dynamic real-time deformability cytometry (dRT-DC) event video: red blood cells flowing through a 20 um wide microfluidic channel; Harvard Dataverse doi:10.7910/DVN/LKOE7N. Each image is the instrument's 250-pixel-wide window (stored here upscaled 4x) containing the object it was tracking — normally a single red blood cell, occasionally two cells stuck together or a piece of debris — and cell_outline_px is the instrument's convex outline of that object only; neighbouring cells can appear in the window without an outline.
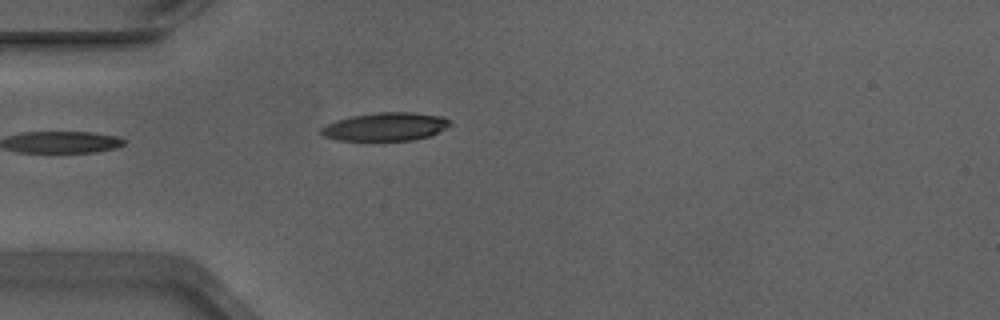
{"species": "Egyptian fruit bat (a non-hibernating species)", "species_latin": "Rousettus aegyptiacus", "temperature_condition": "warm", "stored_images_in_passage": 24, "camera_frame_rate_fps": 3000, "um_per_image_px": 0.085, "animal": {"sex": "male"}, "frame": {"image": 1, "passage_image": 1, "time_ms": 0.0, "image_size_px": [1000, 320], "cell_outline_px": [[452, 124], [428, 136], [412, 140], [336, 140], [324, 136], [320, 132], [320, 128], [336, 120], [352, 116], [376, 112], [412, 112], [444, 116], [452, 120]], "centroid_in_image_um": [32.78, 10.75], "position_along_channel_um": 52.2, "area_um2": 21.15}}
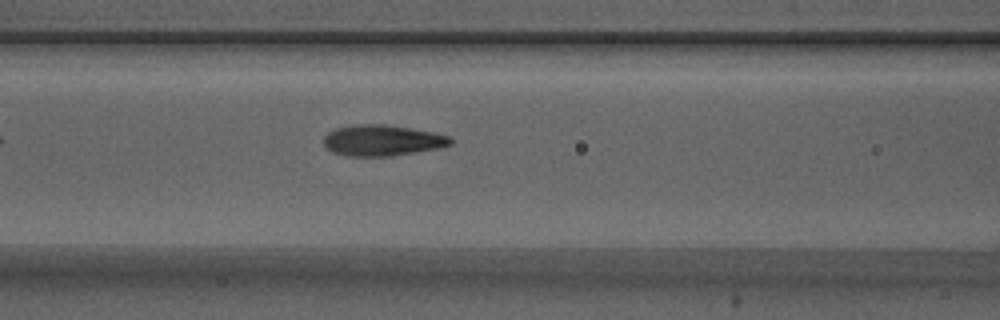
{"frame": {"image": 2, "passage_image": 8, "time_ms": 2.333, "image_size_px": [1000, 320], "cell_outline_px": [[452, 144], [436, 148], [392, 156], [348, 156], [332, 152], [324, 144], [324, 136], [328, 132], [336, 128], [356, 124], [384, 124], [432, 132], [448, 136], [452, 140]], "centroid_in_image_um": [32.45, 11.93], "position_along_channel_um": 134.2, "area_um2": 22.6}}
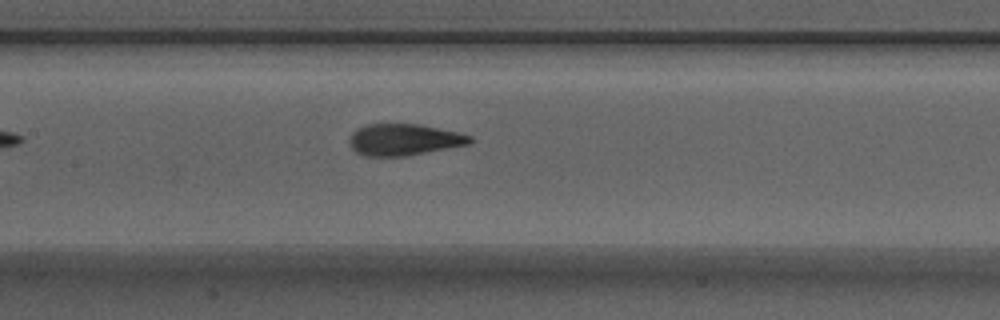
{"frame": {"image": 3, "passage_image": 11, "time_ms": 3.333, "image_size_px": [1000, 320], "cell_outline_px": [[472, 144], [404, 156], [364, 156], [356, 152], [352, 148], [348, 140], [352, 132], [356, 128], [364, 124], [416, 124], [460, 132], [472, 136]], "centroid_in_image_um": [34.33, 11.87], "position_along_channel_um": 173.1, "area_um2": 22.31}}